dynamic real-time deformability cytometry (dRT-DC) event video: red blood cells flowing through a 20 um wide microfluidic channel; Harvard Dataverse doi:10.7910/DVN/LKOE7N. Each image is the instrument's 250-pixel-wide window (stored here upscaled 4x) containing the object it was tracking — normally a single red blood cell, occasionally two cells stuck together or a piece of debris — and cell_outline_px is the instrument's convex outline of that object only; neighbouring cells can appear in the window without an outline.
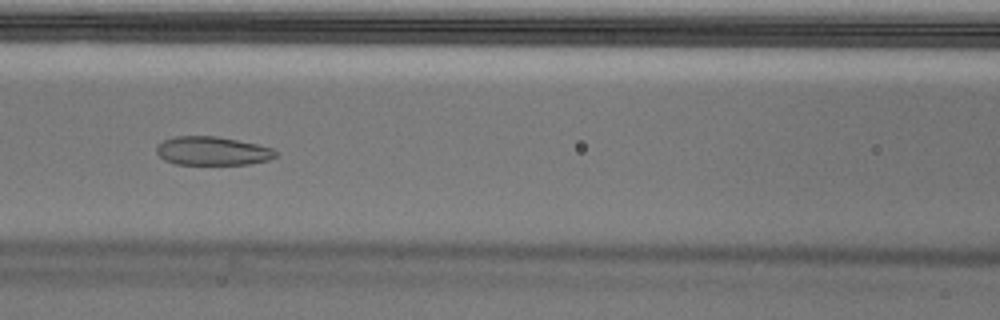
{"species": "Egyptian fruit bat (a non-hibernating species)", "species_latin": "Rousettus aegyptiacus", "temperature_condition": "cold", "stored_images_in_passage": 55, "camera_frame_rate_fps": 3000, "um_per_image_px": 0.085, "animal": {"sex": "male"}, "frame": {"image": 1, "passage_image": 24, "time_ms": 7.667, "image_size_px": [1000, 320], "cell_outline_px": [[276, 156], [268, 160], [248, 164], [176, 164], [164, 160], [156, 152], [156, 144], [172, 136], [216, 136], [256, 144], [272, 148], [276, 152]], "centroid_in_image_um": [18.0, 12.82], "position_along_channel_um": 148.6, "area_um2": 19.83}, "authors_computed_cell_mechanics": {"area_um2": 25.2586, "velocity_mm_per_s": 3.6553, "shape_relaxation_time_tau1_ms": null, "shape_relaxation_time_tau2_ms": 1.8099, "deformation_change_tau1": null, "deformation_change_tau2": 0.0649}}